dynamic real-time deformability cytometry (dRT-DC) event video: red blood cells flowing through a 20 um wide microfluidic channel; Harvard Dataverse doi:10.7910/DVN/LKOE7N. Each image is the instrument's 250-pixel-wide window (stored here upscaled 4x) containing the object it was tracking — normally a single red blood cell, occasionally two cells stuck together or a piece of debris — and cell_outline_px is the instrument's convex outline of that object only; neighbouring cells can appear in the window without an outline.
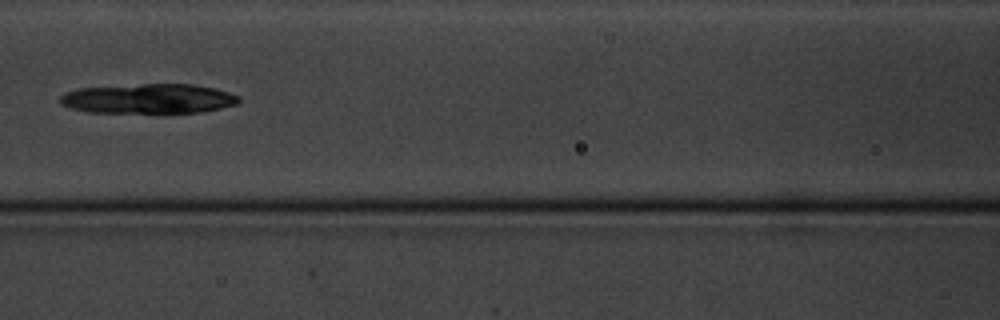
{"species": "common noctule bat (a hibernating species)", "species_latin": "Nyctalus noctula", "temperature_condition": "cold", "stored_images_in_passage": 12, "camera_frame_rate_fps": 3000, "um_per_image_px": 0.085, "animal": {"sex": "male", "body_mass_g": 20.1, "forearm_length_mm": 53.5}, "frame": {"image": 1, "passage_image": 6, "time_ms": 6.0, "image_size_px": [1000, 320], "cell_outline_px": [[240, 100], [236, 104], [204, 112], [84, 112], [60, 104], [60, 96], [64, 92], [80, 88], [140, 84], [192, 84], [216, 88], [240, 96]], "centroid_in_image_um": [12.62, 8.38], "position_along_channel_um": 154.0, "area_um2": 30.92}}
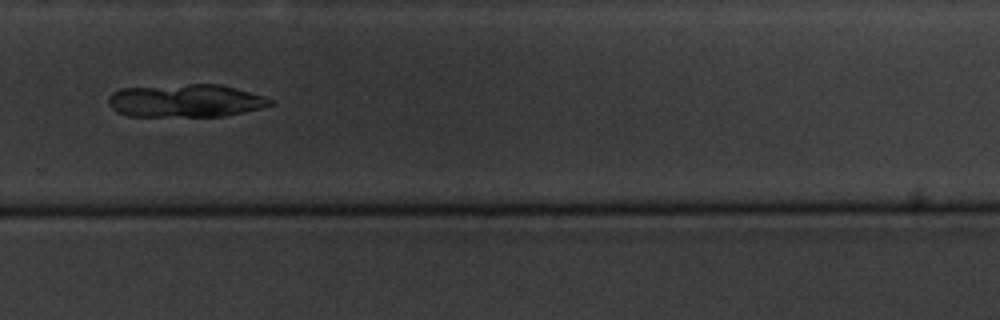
{"frame": {"image": 2, "passage_image": 10, "time_ms": 10.667, "image_size_px": [1000, 320], "cell_outline_px": [[276, 104], [244, 112], [224, 116], [128, 116], [116, 112], [108, 104], [108, 96], [112, 92], [120, 88], [188, 84], [220, 84], [264, 96], [272, 100]], "centroid_in_image_um": [15.75, 8.56], "position_along_channel_um": 314.0, "area_um2": 31.21}}